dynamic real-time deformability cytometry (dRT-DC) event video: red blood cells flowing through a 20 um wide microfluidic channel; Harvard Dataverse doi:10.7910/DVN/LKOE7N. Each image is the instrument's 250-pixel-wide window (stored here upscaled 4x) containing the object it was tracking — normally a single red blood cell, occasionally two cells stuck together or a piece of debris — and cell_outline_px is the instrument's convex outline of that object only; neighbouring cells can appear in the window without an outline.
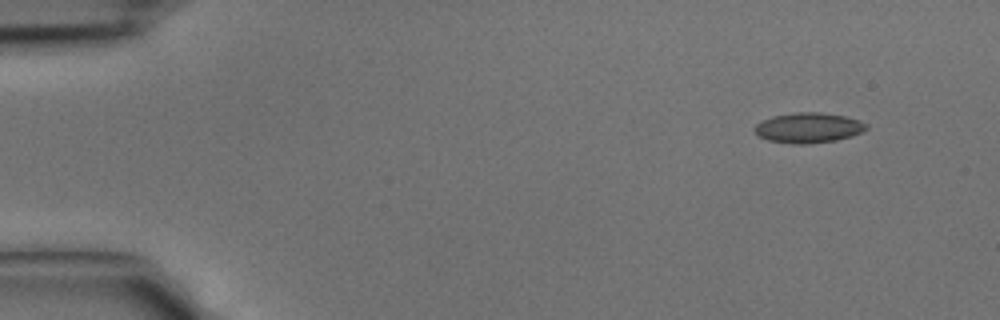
{"species": "common noctule bat (a hibernating species)", "species_latin": "Nyctalus noctula", "temperature_condition": "cold", "stored_images_in_passage": 11, "camera_frame_rate_fps": 3000, "um_per_image_px": 0.085, "animal": {"sex": "male", "body_mass_g": 15.6}, "frame": {"image": 1, "passage_image": 1, "time_ms": 0.0, "image_size_px": [1000, 320], "cell_outline_px": [[868, 128], [852, 136], [836, 140], [808, 144], [792, 144], [768, 140], [760, 136], [756, 132], [756, 124], [772, 116], [796, 112], [820, 112], [844, 116], [860, 120], [868, 124]], "centroid_in_image_um": [68.75, 10.86], "position_along_channel_um": 16.2, "area_um2": 19.54}}
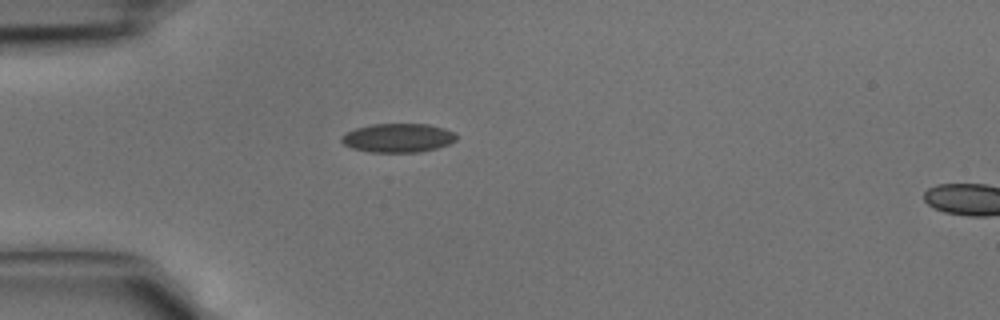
{"frame": {"image": 2, "passage_image": 9, "time_ms": 2.667, "image_size_px": [1000, 320], "cell_outline_px": [[456, 140], [448, 144], [436, 148], [420, 152], [368, 152], [352, 148], [344, 144], [340, 140], [340, 136], [356, 128], [372, 124], [428, 124], [444, 128], [456, 132]], "centroid_in_image_um": [33.83, 11.72], "position_along_channel_um": 51.2, "area_um2": 19.36}}